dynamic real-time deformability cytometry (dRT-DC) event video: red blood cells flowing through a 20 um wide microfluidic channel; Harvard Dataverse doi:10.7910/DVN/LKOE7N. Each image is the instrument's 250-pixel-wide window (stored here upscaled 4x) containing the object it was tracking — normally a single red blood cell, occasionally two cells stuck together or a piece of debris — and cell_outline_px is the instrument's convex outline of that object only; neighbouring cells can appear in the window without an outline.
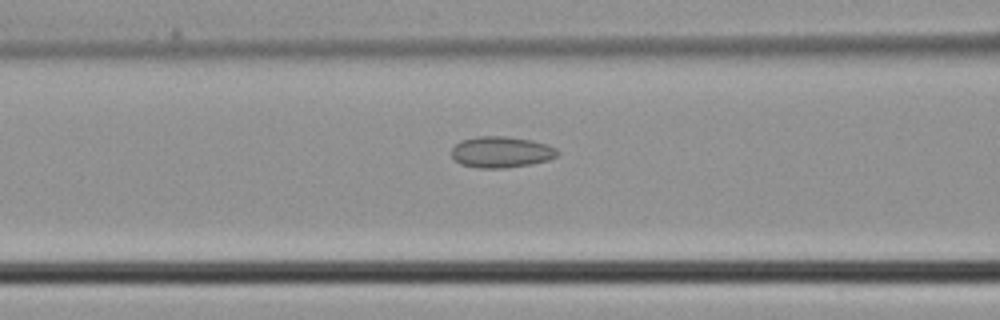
{"species": "common noctule bat (a hibernating species)", "species_latin": "Nyctalus noctula", "temperature_condition": "cold", "stored_images_in_passage": 3, "camera_frame_rate_fps": 3000, "um_per_image_px": 0.085, "animal": {"sex": "male", "body_mass_g": 21.5, "forearm_length_mm": 52.0}, "frame": {"image": 1, "passage_image": 3, "time_ms": 0.667, "image_size_px": [1000, 320], "cell_outline_px": [[560, 152], [556, 156], [548, 160], [532, 164], [504, 168], [480, 168], [460, 164], [452, 156], [452, 148], [460, 140], [476, 136], [508, 136], [532, 140], [556, 148]], "centroid_in_image_um": [42.6, 12.92], "position_along_channel_um": 124.0, "area_um2": 19.31}}